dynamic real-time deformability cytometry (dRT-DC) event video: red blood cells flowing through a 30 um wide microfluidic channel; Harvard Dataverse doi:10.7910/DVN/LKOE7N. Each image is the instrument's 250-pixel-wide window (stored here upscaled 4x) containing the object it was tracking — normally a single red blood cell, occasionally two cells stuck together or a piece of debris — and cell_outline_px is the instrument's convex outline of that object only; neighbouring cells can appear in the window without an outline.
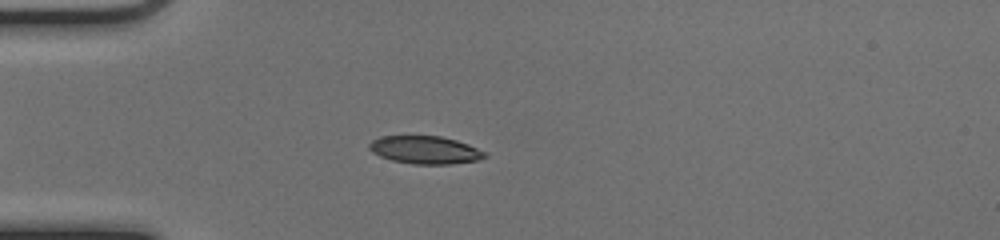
{"species": "common noctule bat (a hibernating species)", "species_latin": "Nyctalus noctula", "temperature_condition": "cold", "stored_images_in_passage": 50, "camera_frame_rate_fps": 3000, "um_per_image_px": 0.085, "animal": {"sex": "female", "body_mass_g": 17.0, "forearm_length_mm": 48.0}, "frame": {"image": 1, "passage_image": 15, "time_ms": 4.667, "image_size_px": [1000, 240], "cell_outline_px": [[488, 156], [476, 160], [452, 164], [412, 164], [392, 160], [380, 156], [372, 152], [368, 148], [368, 144], [372, 140], [380, 136], [440, 136], [456, 140], [468, 144], [488, 152]], "centroid_in_image_um": [36.14, 12.74], "position_along_channel_um": 48.9, "area_um2": 18.84}}
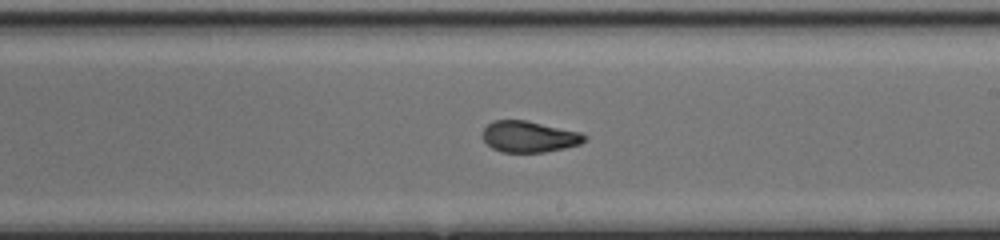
{"frame": {"image": 2, "passage_image": 31, "time_ms": 10.0, "image_size_px": [1000, 240], "cell_outline_px": [[588, 140], [580, 144], [564, 148], [544, 152], [500, 152], [492, 148], [484, 140], [484, 128], [492, 120], [528, 120], [580, 132], [588, 136]], "centroid_in_image_um": [45.01, 11.61], "position_along_channel_um": 244.0, "area_um2": 18.61}}
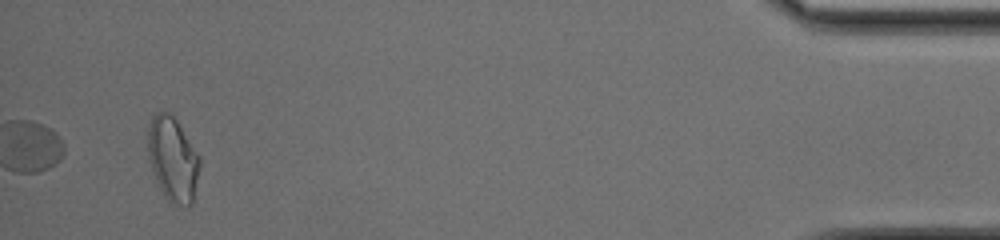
{"frame": {"image": 3, "passage_image": 50, "time_ms": 16.333, "image_size_px": [1000, 240], "cell_outline_px": [[200, 164], [192, 204], [184, 208], [168, 200], [164, 196], [156, 180], [148, 156], [148, 124], [152, 116], [156, 112], [168, 112], [176, 120], [200, 156]], "centroid_in_image_um": [14.69, 13.53], "position_along_channel_um": 420.5, "area_um2": 25.32}, "authors_computed_cell_mechanics": {"area_um2": 19.0162, "velocity_mm_per_s": 3.9717, "shape_relaxation_time_tau1_ms": 3.4465, "shape_relaxation_time_tau2_ms": 0.8469, "deformation_change_tau1": 0.1681, "deformation_change_tau2": 0.0725}}